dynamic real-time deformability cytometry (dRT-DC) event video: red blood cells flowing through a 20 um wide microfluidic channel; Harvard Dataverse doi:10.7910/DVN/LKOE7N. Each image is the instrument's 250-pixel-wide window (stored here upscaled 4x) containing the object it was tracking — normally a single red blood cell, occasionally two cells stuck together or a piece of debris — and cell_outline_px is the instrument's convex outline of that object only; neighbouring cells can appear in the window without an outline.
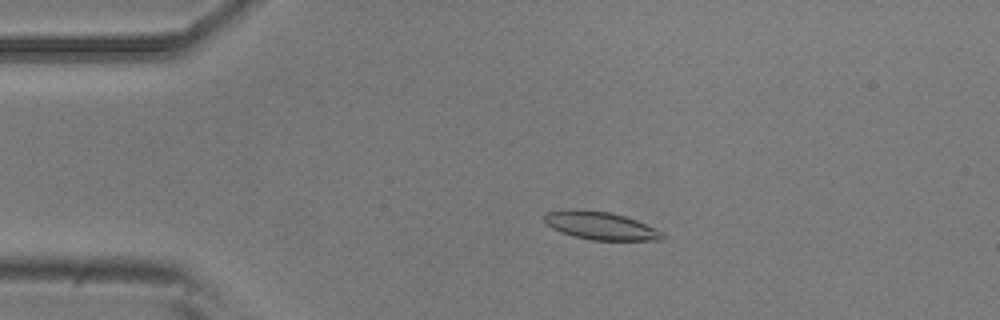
{"species": "common noctule bat (a hibernating species)", "species_latin": "Nyctalus noctula", "temperature_condition": "room temperature", "stored_images_in_passage": 8, "camera_frame_rate_fps": 3000, "um_per_image_px": 0.085, "animal": {"sex": "male", "body_mass_g": 20.5, "forearm_length_mm": 52.5}, "frame": {"image": 1, "passage_image": 3, "time_ms": 0.667, "image_size_px": [1000, 320], "cell_outline_px": [[668, 236], [664, 240], [592, 240], [560, 232], [544, 224], [544, 216], [548, 212], [568, 208], [576, 208], [612, 212], [636, 220], [664, 232]], "centroid_in_image_um": [51.05, 19.17], "position_along_channel_um": 33.9, "area_um2": 19.54}}
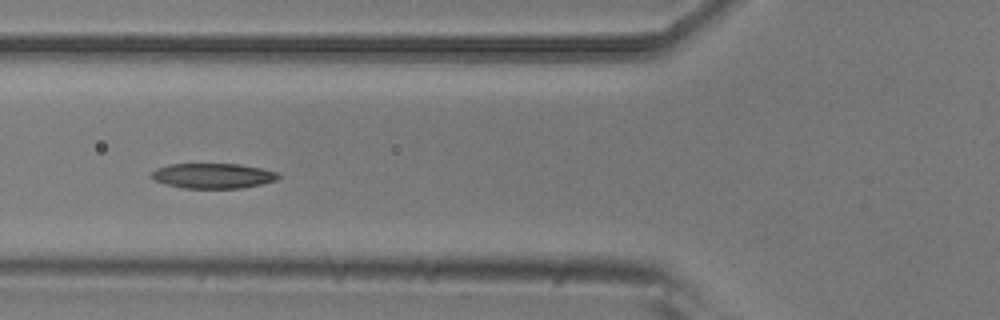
{"frame": {"image": 2, "passage_image": 5, "time_ms": 1.333, "image_size_px": [1000, 320], "cell_outline_px": [[280, 176], [276, 180], [260, 184], [240, 188], [184, 188], [164, 184], [148, 176], [156, 168], [168, 164], [240, 164], [260, 168], [276, 172]], "centroid_in_image_um": [18.05, 14.94], "position_along_channel_um": 107.7, "area_um2": 18.5}}
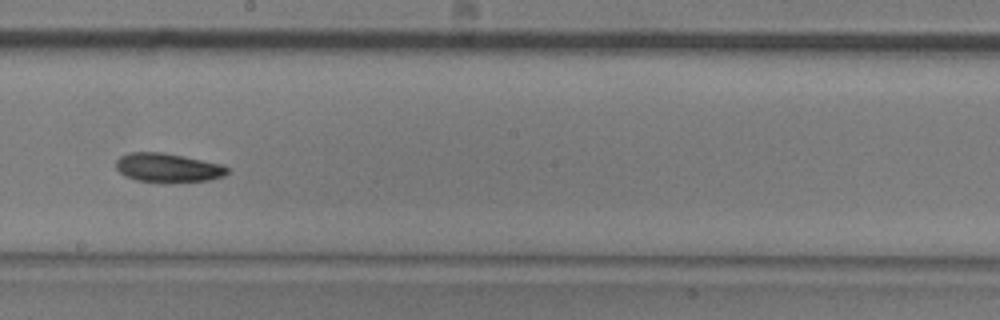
{"frame": {"image": 3, "passage_image": 8, "time_ms": 2.333, "image_size_px": [1000, 320], "cell_outline_px": [[228, 172], [224, 176], [212, 180], [168, 184], [164, 184], [136, 180], [124, 176], [116, 168], [116, 160], [120, 156], [128, 152], [160, 152], [184, 156], [224, 164], [228, 168]], "centroid_in_image_um": [14.29, 14.28], "position_along_channel_um": 233.9, "area_um2": 19.48}}